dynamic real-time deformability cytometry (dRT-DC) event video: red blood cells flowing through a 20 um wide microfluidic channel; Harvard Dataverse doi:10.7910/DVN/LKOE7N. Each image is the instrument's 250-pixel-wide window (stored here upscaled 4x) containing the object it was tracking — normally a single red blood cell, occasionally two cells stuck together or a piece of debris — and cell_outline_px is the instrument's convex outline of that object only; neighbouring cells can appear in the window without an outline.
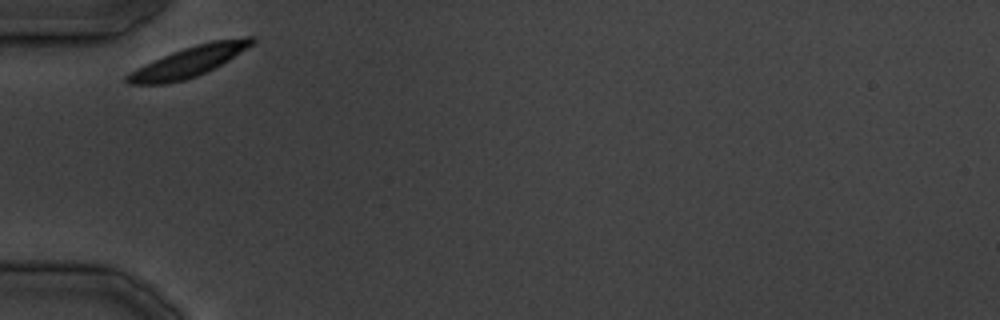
{"species": "common noctule bat (a hibernating species)", "species_latin": "Nyctalus noctula", "temperature_condition": "cold", "stored_images_in_passage": 6, "camera_frame_rate_fps": 3000, "um_per_image_px": 0.085, "animal": {"sex": "male", "body_mass_g": 19.5, "forearm_length_mm": 54.6}, "frame": {"image": 1, "passage_image": 1, "time_ms": 0.0, "image_size_px": [1000, 320], "cell_outline_px": [[256, 40], [252, 44], [228, 60], [196, 76], [184, 80], [168, 84], [128, 84], [124, 80], [124, 76], [128, 72], [144, 64], [172, 52], [196, 44], [212, 40], [244, 36], [256, 36]], "centroid_in_image_um": [16.01, 5.23], "position_along_channel_um": 69.0, "area_um2": 22.02}}